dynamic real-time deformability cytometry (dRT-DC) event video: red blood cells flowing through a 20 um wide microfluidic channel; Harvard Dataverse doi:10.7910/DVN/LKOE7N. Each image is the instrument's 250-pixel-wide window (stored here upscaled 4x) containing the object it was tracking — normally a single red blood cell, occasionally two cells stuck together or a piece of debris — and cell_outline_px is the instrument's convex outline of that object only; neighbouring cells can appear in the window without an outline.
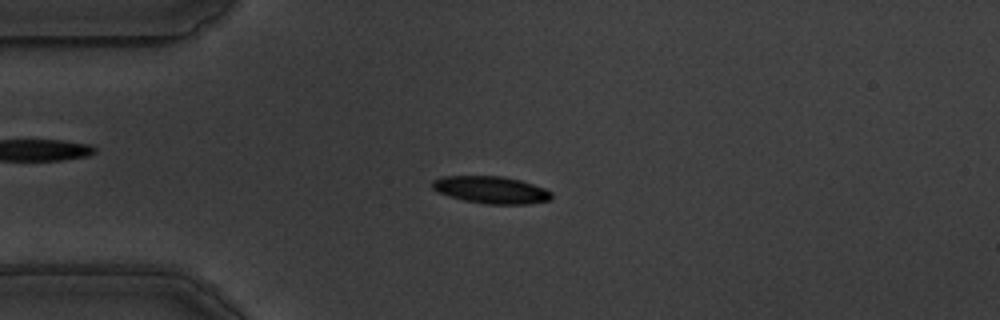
{"species": "common noctule bat (a hibernating species)", "species_latin": "Nyctalus noctula", "temperature_condition": "warm", "stored_images_in_passage": 48, "camera_frame_rate_fps": 3000, "um_per_image_px": 0.085, "animal": {"sex": "male", "body_mass_g": 19.5, "forearm_length_mm": 54.6}, "frame": {"image": 1, "passage_image": 5, "time_ms": 1.333, "image_size_px": [1000, 320], "cell_outline_px": [[552, 196], [548, 200], [528, 204], [488, 204], [464, 200], [448, 196], [436, 192], [432, 188], [432, 180], [444, 176], [504, 176], [520, 180], [544, 188], [552, 192]], "centroid_in_image_um": [41.71, 16.13], "position_along_channel_um": 43.3, "area_um2": 18.9}}
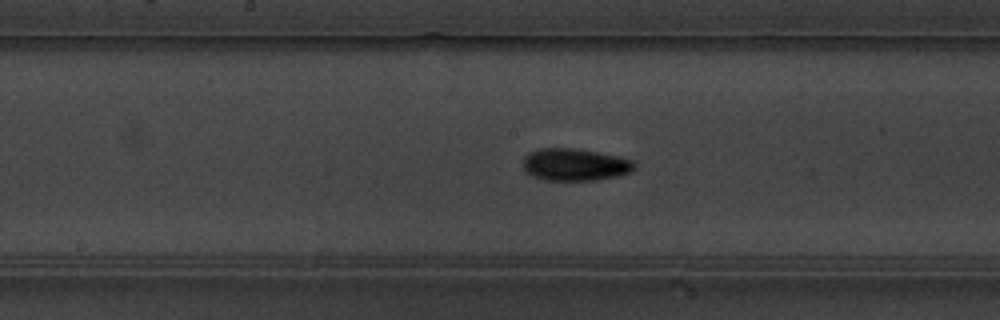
{"frame": {"image": 2, "passage_image": 20, "time_ms": 6.333, "image_size_px": [1000, 320], "cell_outline_px": [[636, 168], [632, 172], [620, 176], [596, 180], [544, 180], [532, 176], [524, 172], [524, 156], [528, 152], [540, 148], [572, 148], [620, 156], [632, 160], [636, 164]], "centroid_in_image_um": [48.89, 14.0], "position_along_channel_um": 199.3, "area_um2": 21.21}}
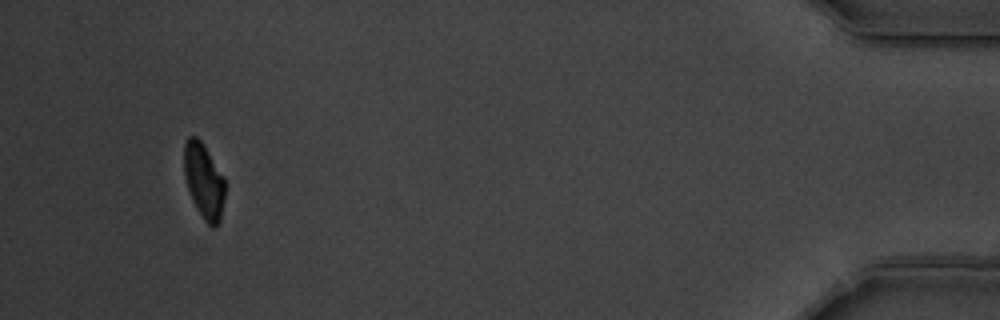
{"frame": {"image": 3, "passage_image": 45, "time_ms": 14.667, "image_size_px": [1000, 320], "cell_outline_px": [[224, 200], [220, 220], [216, 228], [212, 228], [204, 220], [192, 200], [184, 176], [184, 144], [188, 136], [196, 136], [200, 140], [224, 176]], "centroid_in_image_um": [17.32, 15.39], "position_along_channel_um": 417.9, "area_um2": 17.86}, "authors_computed_cell_mechanics": {"area_um2": 19.4786, "velocity_mm_per_s": 3.5065, "shape_relaxation_time_tau1_ms": 3.7867, "shape_relaxation_time_tau2_ms": 3.0743, "deformation_change_tau1": 0.1527, "deformation_change_tau2": 0.0747}}